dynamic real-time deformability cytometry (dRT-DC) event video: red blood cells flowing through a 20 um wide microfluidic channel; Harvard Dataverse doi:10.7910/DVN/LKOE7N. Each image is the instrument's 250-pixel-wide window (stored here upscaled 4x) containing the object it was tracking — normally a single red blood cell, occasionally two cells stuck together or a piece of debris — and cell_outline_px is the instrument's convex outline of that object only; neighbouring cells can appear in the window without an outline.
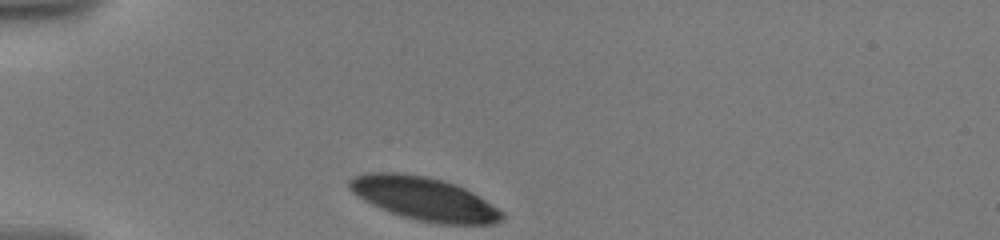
{"species": "human", "species_latin": "Homo sapiens", "temperature_condition": "warm", "stored_images_in_passage": 43, "camera_frame_rate_fps": 3000, "um_per_image_px": 0.085, "donor": {"sex": "male"}, "frame": {"image": 1, "passage_image": 1, "time_ms": 0.0, "image_size_px": [1000, 240], "cell_outline_px": [[504, 220], [492, 224], [436, 224], [416, 220], [400, 216], [380, 208], [364, 200], [352, 192], [348, 188], [348, 180], [356, 176], [368, 172], [400, 172], [428, 176], [456, 184], [472, 192], [504, 212]], "centroid_in_image_um": [36.05, 16.89], "position_along_channel_um": 48.9, "area_um2": 38.67}}
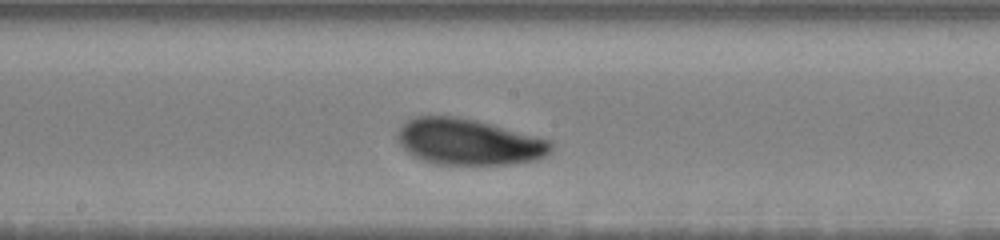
{"frame": {"image": 2, "passage_image": 16, "time_ms": 5.333, "image_size_px": [1000, 240], "cell_outline_px": [[552, 148], [548, 156], [536, 160], [516, 164], [440, 164], [424, 160], [412, 156], [396, 140], [396, 132], [408, 120], [416, 116], [460, 116], [476, 120], [552, 140]], "centroid_in_image_um": [39.86, 12.06], "position_along_channel_um": 208.3, "area_um2": 41.44}}
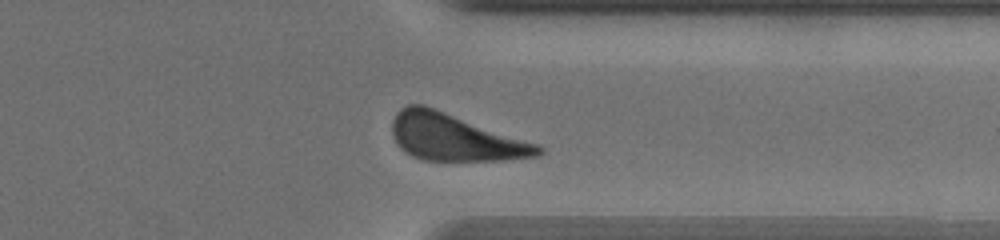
{"frame": {"image": 3, "passage_image": 37, "time_ms": 10.0, "image_size_px": [1000, 240], "cell_outline_px": [[544, 152], [540, 156], [504, 160], [424, 160], [412, 156], [404, 152], [400, 148], [392, 136], [392, 120], [396, 112], [400, 108], [408, 104], [424, 104], [536, 144], [544, 148]], "centroid_in_image_um": [38.61, 11.67], "position_along_channel_um": 372.8, "area_um2": 39.71}, "authors_computed_cell_mechanics": {"area_um2": 40.171, "velocity_mm_per_s": 3.5181, "shape_relaxation_time_tau1_ms": 2.0342, "shape_relaxation_time_tau2_ms": null, "deformation_change_tau1": 0.1025, "deformation_change_tau2": null}}